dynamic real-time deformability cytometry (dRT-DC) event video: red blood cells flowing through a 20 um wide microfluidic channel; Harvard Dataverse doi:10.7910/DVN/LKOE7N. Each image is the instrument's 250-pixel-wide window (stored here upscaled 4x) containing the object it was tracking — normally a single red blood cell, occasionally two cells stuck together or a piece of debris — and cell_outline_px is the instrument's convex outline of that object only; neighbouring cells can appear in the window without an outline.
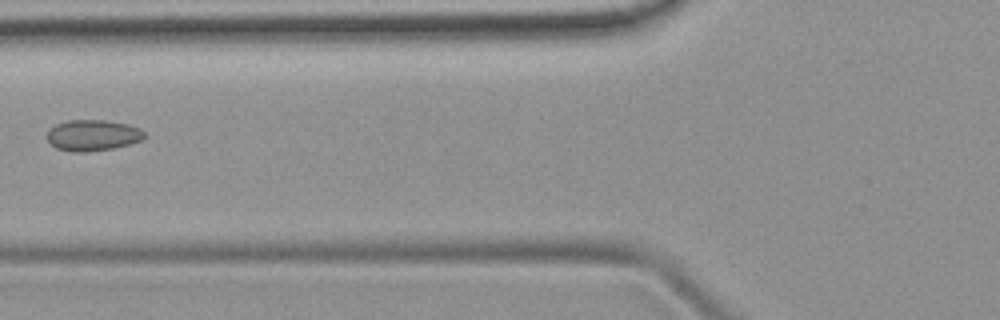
{"species": "common noctule bat (a hibernating species)", "species_latin": "Nyctalus noctula", "temperature_condition": "room temperature", "stored_images_in_passage": 7, "camera_frame_rate_fps": 3000, "um_per_image_px": 0.085, "animal": {"sex": "female", "body_mass_g": 19.9}, "frame": {"image": 1, "passage_image": 6, "time_ms": 5.667, "image_size_px": [1000, 320], "cell_outline_px": [[148, 136], [144, 140], [112, 148], [84, 152], [72, 152], [56, 148], [48, 140], [48, 132], [56, 124], [68, 120], [104, 120], [128, 124], [140, 128]], "centroid_in_image_um": [7.93, 11.5], "position_along_channel_um": 117.9, "area_um2": 17.57}}
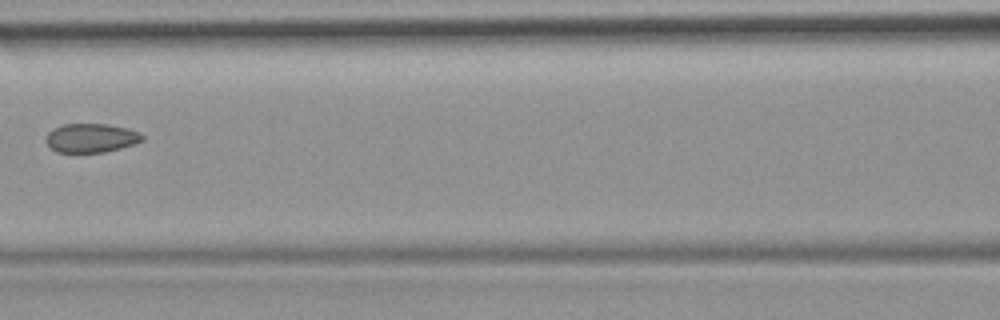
{"frame": {"image": 2, "passage_image": 7, "time_ms": 6.667, "image_size_px": [1000, 320], "cell_outline_px": [[144, 140], [120, 148], [104, 152], [56, 152], [44, 140], [48, 132], [52, 128], [64, 124], [104, 124], [128, 128], [140, 132], [144, 136]], "centroid_in_image_um": [7.73, 11.72], "position_along_channel_um": 158.9, "area_um2": 16.24}}